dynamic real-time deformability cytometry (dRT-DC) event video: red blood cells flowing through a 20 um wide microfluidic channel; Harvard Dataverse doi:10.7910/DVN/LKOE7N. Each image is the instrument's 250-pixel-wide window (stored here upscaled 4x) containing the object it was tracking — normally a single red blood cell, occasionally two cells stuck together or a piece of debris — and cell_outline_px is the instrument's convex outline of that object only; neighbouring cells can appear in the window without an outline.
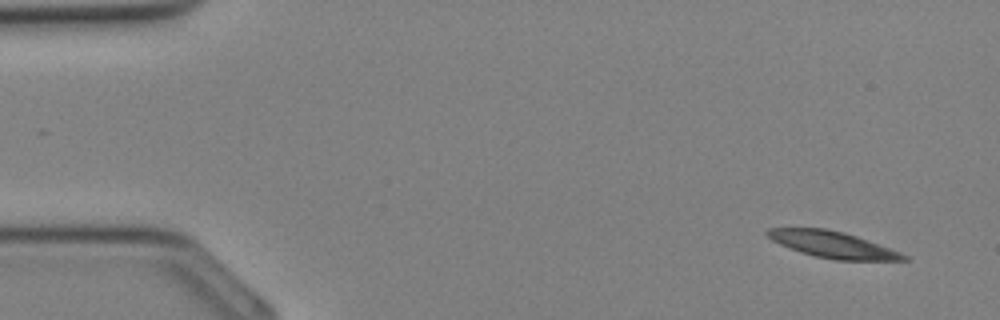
{"species": "Egyptian fruit bat (a non-hibernating species)", "species_latin": "Rousettus aegyptiacus", "temperature_condition": "cold", "stored_images_in_passage": 34, "camera_frame_rate_fps": 3000, "um_per_image_px": 0.085, "animal": {"sex": "female"}, "frame": {"image": 1, "passage_image": 1, "time_ms": 0.0, "image_size_px": [1000, 320], "cell_outline_px": [[908, 260], [836, 260], [816, 256], [800, 252], [780, 244], [772, 240], [764, 232], [768, 228], [824, 228], [844, 232], [856, 236], [900, 252], [908, 256]], "centroid_in_image_um": [70.75, 20.78], "position_along_channel_um": 14.3, "area_um2": 20.69}}
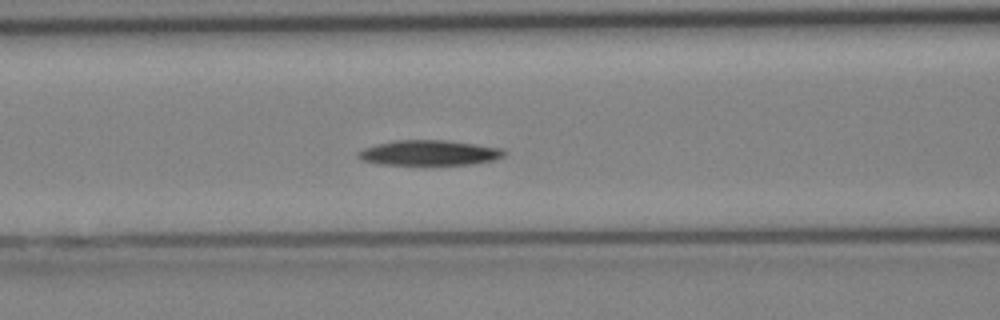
{"frame": {"image": 2, "passage_image": 13, "time_ms": 4.0, "image_size_px": [1000, 320], "cell_outline_px": [[508, 152], [504, 156], [496, 160], [472, 164], [424, 168], [380, 164], [364, 160], [356, 156], [356, 152], [364, 148], [376, 144], [396, 140], [444, 140], [476, 144], [504, 148]], "centroid_in_image_um": [36.52, 13.04], "position_along_channel_um": 130.1, "area_um2": 22.77}}
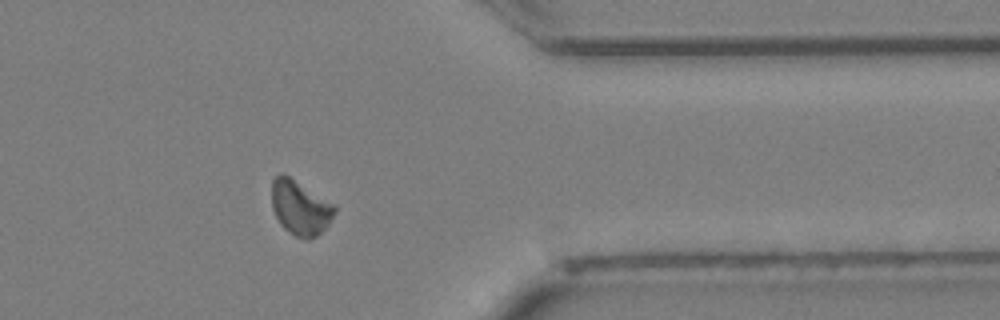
{"frame": {"image": 3, "passage_image": 27, "time_ms": 8.667, "image_size_px": [1000, 320], "cell_outline_px": [[336, 212], [328, 224], [316, 236], [308, 240], [304, 240], [296, 236], [284, 228], [280, 224], [272, 208], [272, 180], [276, 176], [284, 172], [336, 204]], "centroid_in_image_um": [25.53, 17.62], "position_along_channel_um": 385.9, "area_um2": 20.29}}